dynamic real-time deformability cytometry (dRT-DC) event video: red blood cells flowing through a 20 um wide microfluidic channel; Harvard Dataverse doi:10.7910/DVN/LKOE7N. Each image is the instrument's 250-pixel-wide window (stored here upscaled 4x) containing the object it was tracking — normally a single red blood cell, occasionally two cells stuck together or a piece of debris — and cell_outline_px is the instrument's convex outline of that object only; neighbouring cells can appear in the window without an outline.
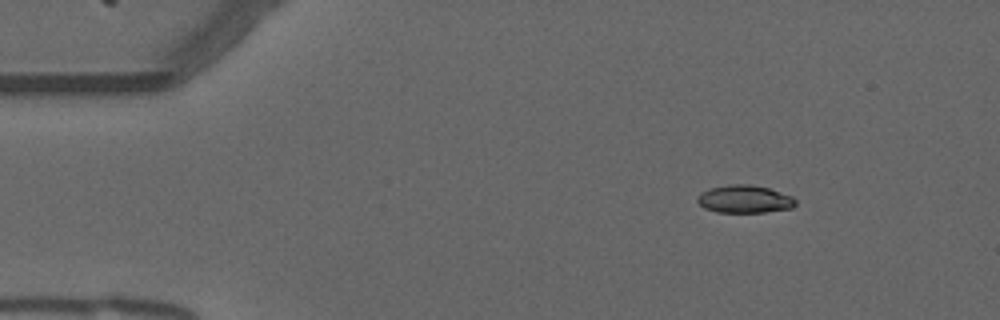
{"species": "common noctule bat (a hibernating species)", "species_latin": "Nyctalus noctula", "temperature_condition": "warm", "stored_images_in_passage": 48, "camera_frame_rate_fps": 3000, "um_per_image_px": 0.085, "animal": {"sex": "male", "forearm_length_mm": 52.5}, "frame": {"image": 1, "passage_image": 1, "time_ms": 0.0, "image_size_px": [1000, 320], "cell_outline_px": [[796, 204], [792, 208], [764, 212], [716, 212], [704, 208], [696, 200], [696, 196], [700, 192], [708, 188], [728, 184], [748, 184], [768, 188], [792, 196], [796, 200]], "centroid_in_image_um": [63.24, 16.92], "position_along_channel_um": 21.8, "area_um2": 16.01}}
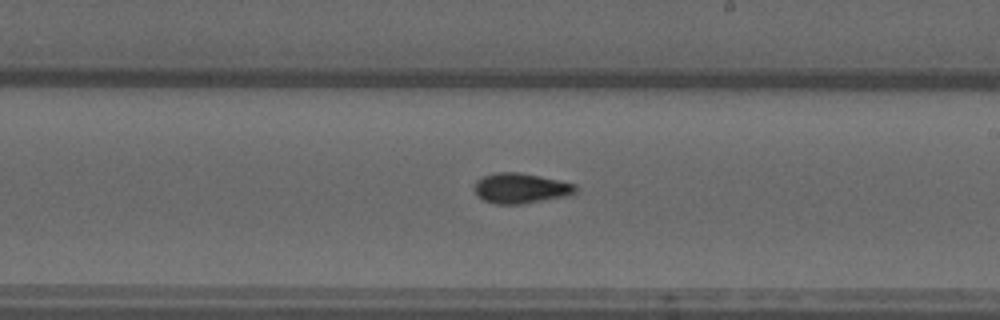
{"frame": {"image": 2, "passage_image": 25, "time_ms": 8.0, "image_size_px": [1000, 320], "cell_outline_px": [[576, 192], [572, 196], [520, 204], [496, 204], [484, 200], [472, 188], [476, 180], [484, 176], [496, 172], [520, 172], [560, 180], [576, 184]], "centroid_in_image_um": [44.29, 16.0], "position_along_channel_um": 244.7, "area_um2": 18.03}}
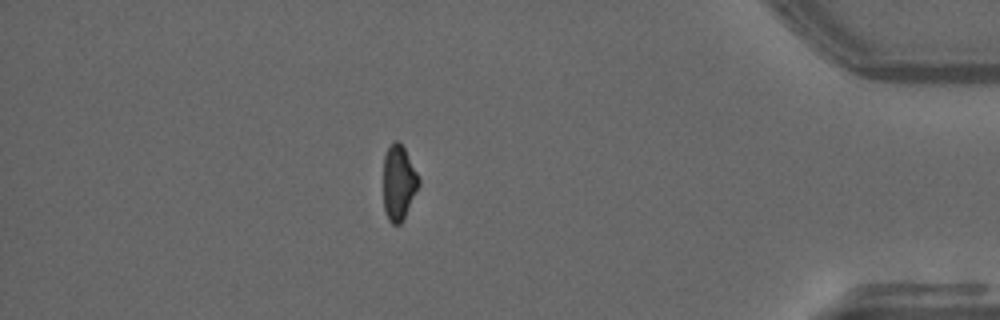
{"frame": {"image": 3, "passage_image": 41, "time_ms": 13.333, "image_size_px": [1000, 320], "cell_outline_px": [[420, 184], [400, 224], [392, 224], [388, 220], [384, 208], [384, 156], [392, 140], [400, 140], [420, 180]], "centroid_in_image_um": [33.88, 15.49], "position_along_channel_um": 401.3, "area_um2": 15.26}, "authors_computed_cell_mechanics": {"area_um2": 16.762, "velocity_mm_per_s": 3.758, "shape_relaxation_time_tau1_ms": 10.9093, "shape_relaxation_time_tau2_ms": 2.5662, "deformation_change_tau1": 0.2401, "deformation_change_tau2": 0.0668}}